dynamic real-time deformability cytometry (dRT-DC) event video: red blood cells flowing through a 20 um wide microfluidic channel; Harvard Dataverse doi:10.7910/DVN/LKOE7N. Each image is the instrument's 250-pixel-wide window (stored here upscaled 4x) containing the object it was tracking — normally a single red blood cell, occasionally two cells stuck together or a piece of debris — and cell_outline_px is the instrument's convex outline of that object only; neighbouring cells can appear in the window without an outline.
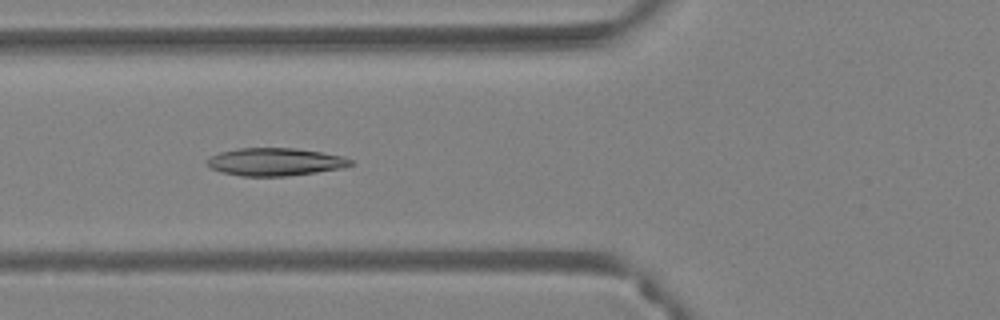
{"species": "Egyptian fruit bat (a non-hibernating species)", "species_latin": "Rousettus aegyptiacus", "temperature_condition": "warm", "stored_images_in_passage": 41, "segment_of_instrument_passage": [1, 2], "camera_frame_rate_fps": 3000, "um_per_image_px": 0.085, "animal": {"sex": "female"}, "frame": {"image": 1, "passage_image": 7, "time_ms": 2.0, "image_size_px": [1000, 320], "cell_outline_px": [[352, 164], [340, 168], [316, 172], [288, 176], [240, 176], [220, 172], [212, 168], [208, 164], [208, 156], [220, 152], [240, 148], [296, 148], [344, 156], [352, 160]], "centroid_in_image_um": [23.37, 13.76], "position_along_channel_um": 102.4, "area_um2": 23.12}}
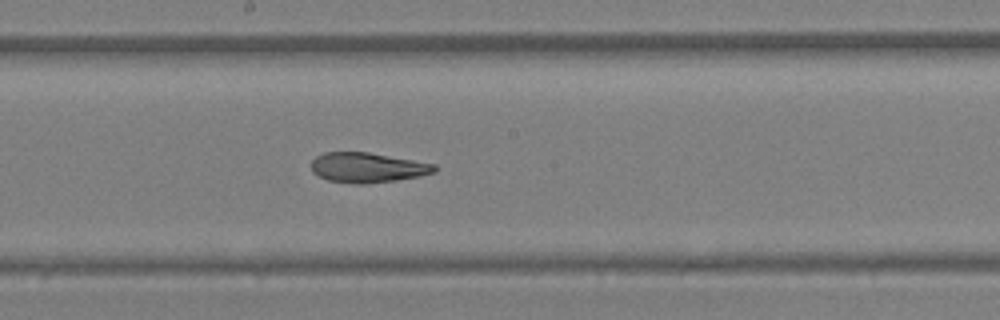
{"frame": {"image": 2, "passage_image": 16, "time_ms": 5.0, "image_size_px": [1000, 320], "cell_outline_px": [[436, 172], [420, 176], [396, 180], [368, 184], [356, 184], [328, 180], [312, 172], [312, 160], [316, 156], [324, 152], [368, 152], [436, 164]], "centroid_in_image_um": [31.24, 14.24], "position_along_channel_um": 217.0, "area_um2": 21.5}}
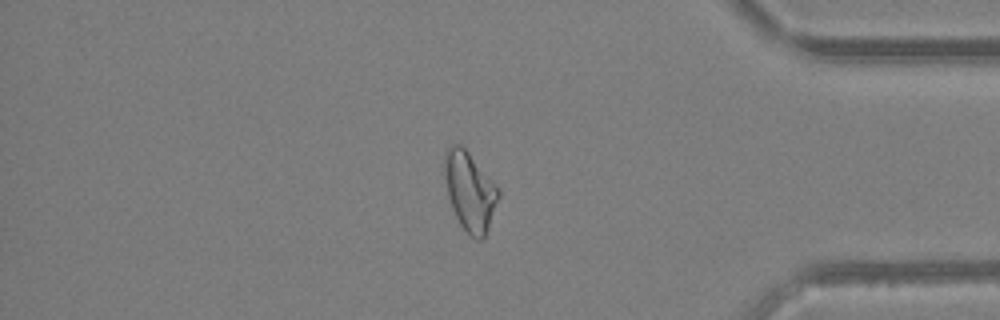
{"frame": {"image": 3, "passage_image": 32, "time_ms": 10.333, "image_size_px": [1000, 320], "cell_outline_px": [[500, 196], [488, 228], [484, 236], [480, 240], [476, 240], [460, 224], [452, 208], [448, 196], [444, 172], [444, 152], [452, 144], [460, 144], [468, 152], [500, 188]], "centroid_in_image_um": [39.94, 16.23], "position_along_channel_um": 395.3, "area_um2": 24.62}}